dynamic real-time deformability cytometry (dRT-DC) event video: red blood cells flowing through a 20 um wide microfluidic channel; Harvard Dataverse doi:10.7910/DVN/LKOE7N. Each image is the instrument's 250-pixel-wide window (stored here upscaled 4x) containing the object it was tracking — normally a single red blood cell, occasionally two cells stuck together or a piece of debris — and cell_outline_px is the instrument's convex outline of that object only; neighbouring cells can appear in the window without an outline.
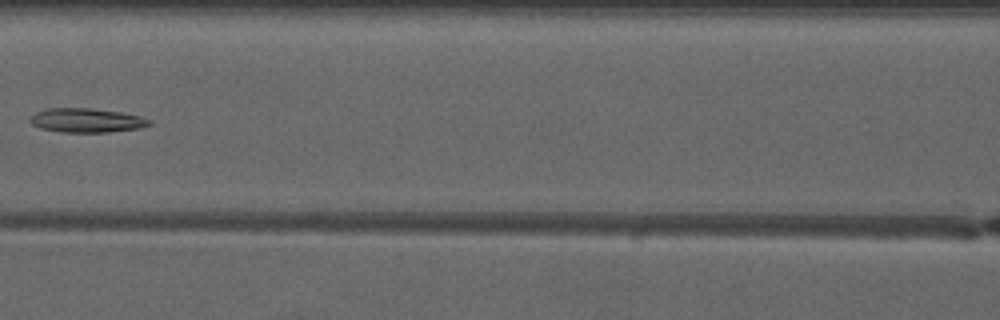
{"species": "common noctule bat (a hibernating species)", "species_latin": "Nyctalus noctula", "temperature_condition": "warm", "stored_images_in_passage": 6, "camera_frame_rate_fps": 3000, "um_per_image_px": 0.085, "animal": {"sex": "male", "forearm_length_mm": 52.5}, "frame": {"image": 1, "passage_image": 6, "time_ms": 5.667, "image_size_px": [1000, 320], "cell_outline_px": [[152, 124], [140, 128], [108, 132], [60, 132], [40, 128], [32, 124], [28, 120], [36, 112], [48, 108], [88, 108], [120, 112], [140, 116], [152, 120]], "centroid_in_image_um": [7.36, 10.23], "position_along_channel_um": 159.2, "area_um2": 16.76}}